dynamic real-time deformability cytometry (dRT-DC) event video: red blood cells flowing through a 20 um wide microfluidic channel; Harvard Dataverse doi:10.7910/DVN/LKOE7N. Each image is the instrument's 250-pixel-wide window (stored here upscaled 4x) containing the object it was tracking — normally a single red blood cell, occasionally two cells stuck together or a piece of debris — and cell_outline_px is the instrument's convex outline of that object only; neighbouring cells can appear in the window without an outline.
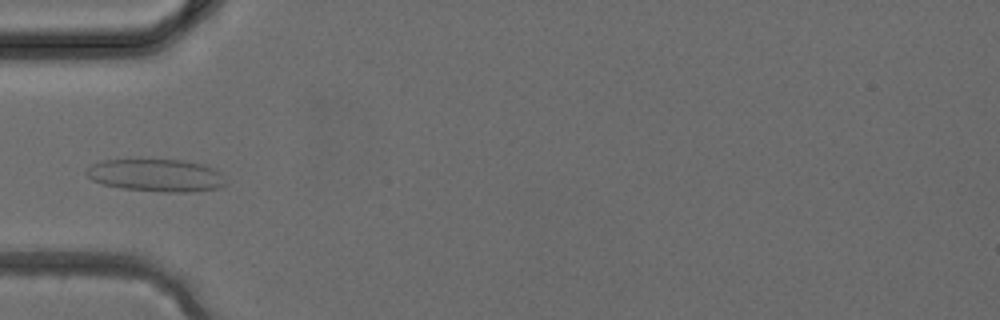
{"species": "common noctule bat (a hibernating species)", "species_latin": "Nyctalus noctula", "temperature_condition": "cold", "stored_images_in_passage": 27, "camera_frame_rate_fps": 3000, "um_per_image_px": 0.085, "animal": {"sex": "female", "body_mass_g": 24.6, "forearm_length_mm": 56.2}, "frame": {"image": 1, "passage_image": 2, "time_ms": 0.333, "image_size_px": [1000, 320], "cell_outline_px": [[224, 184], [220, 188], [192, 192], [164, 192], [120, 188], [104, 184], [92, 180], [84, 172], [92, 164], [100, 160], [184, 160], [204, 164], [216, 168], [224, 176]], "centroid_in_image_um": [13.3, 14.9], "position_along_channel_um": 71.7, "area_um2": 26.59}}
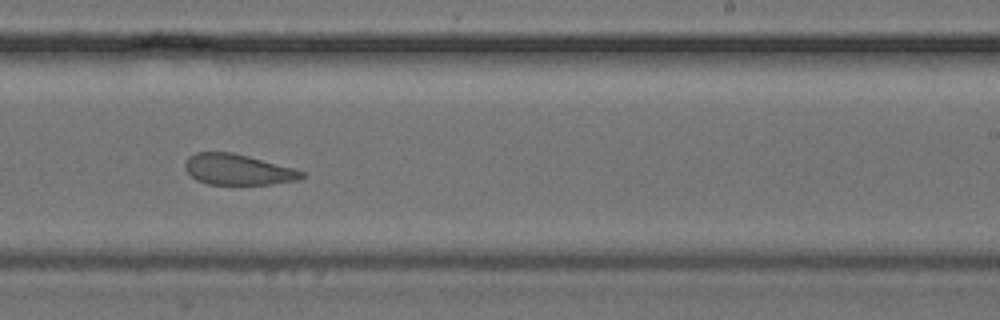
{"frame": {"image": 2, "passage_image": 13, "time_ms": 4.0, "image_size_px": [1000, 320], "cell_outline_px": [[304, 176], [300, 180], [272, 184], [208, 184], [196, 180], [184, 168], [184, 164], [188, 156], [196, 152], [232, 152], [296, 168], [304, 172]], "centroid_in_image_um": [20.23, 14.41], "position_along_channel_um": 268.8, "area_um2": 21.04}}
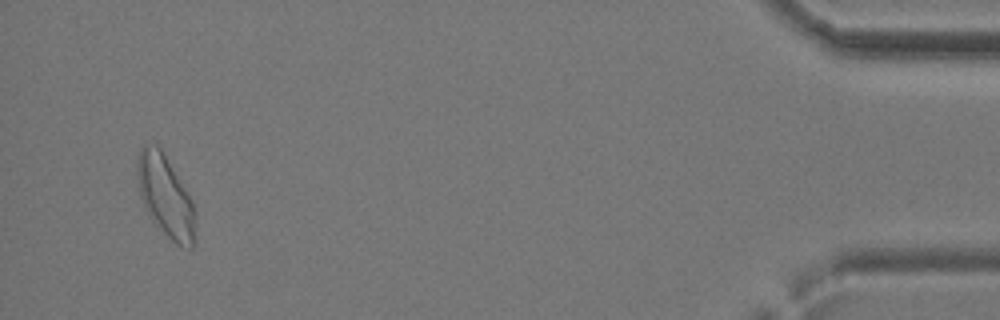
{"frame": {"image": 3, "passage_image": 26, "time_ms": 8.333, "image_size_px": [1000, 320], "cell_outline_px": [[196, 220], [192, 248], [188, 248], [176, 244], [152, 220], [140, 196], [136, 172], [136, 164], [140, 148], [144, 144], [156, 144], [160, 148], [192, 200], [196, 212]], "centroid_in_image_um": [14.06, 16.66], "position_along_channel_um": 421.1, "area_um2": 27.22}}